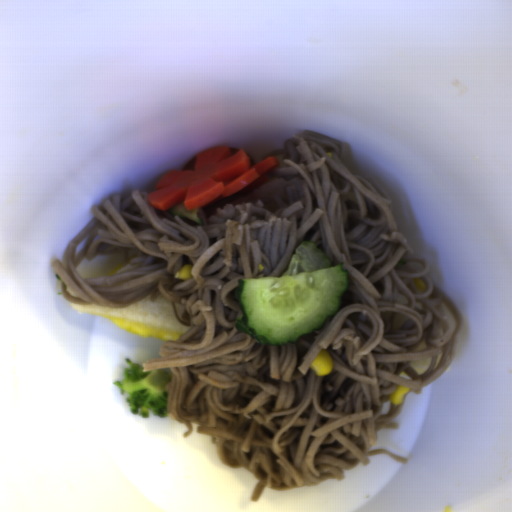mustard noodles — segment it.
I'll return each instance as SVG.
<instances>
[{"mask_svg":"<svg viewBox=\"0 0 512 512\" xmlns=\"http://www.w3.org/2000/svg\"><path fill=\"white\" fill-rule=\"evenodd\" d=\"M275 156L269 182L197 208L202 225L173 216L131 188L128 197L90 207L92 217L51 268L67 301L129 307L161 295L188 330L166 340L142 372L171 378L167 417L211 436L219 460L244 468L265 487L287 491L344 480L369 456L409 460L375 447L377 432L403 410L390 401L397 386L422 390L454 362L467 320L436 286L428 259L399 232L383 185L355 160L348 142L295 130ZM264 157V158H265ZM263 159V158H262ZM302 240L314 242L333 264L342 261L350 286L338 313L319 332L286 346H265L236 329L233 298L240 278L280 277ZM104 253H121L135 270L82 278L76 267ZM263 263V272H258ZM193 265L188 280L174 278ZM422 279L421 292L414 278ZM408 303L398 304L396 293ZM395 312L409 320L392 330ZM332 355L328 375L309 365L319 351ZM431 357L425 373L410 360Z\"/></svg>","mask_w":512,"mask_h":512,"instance_id":"1","label":"mustard noodles"}]
</instances>
